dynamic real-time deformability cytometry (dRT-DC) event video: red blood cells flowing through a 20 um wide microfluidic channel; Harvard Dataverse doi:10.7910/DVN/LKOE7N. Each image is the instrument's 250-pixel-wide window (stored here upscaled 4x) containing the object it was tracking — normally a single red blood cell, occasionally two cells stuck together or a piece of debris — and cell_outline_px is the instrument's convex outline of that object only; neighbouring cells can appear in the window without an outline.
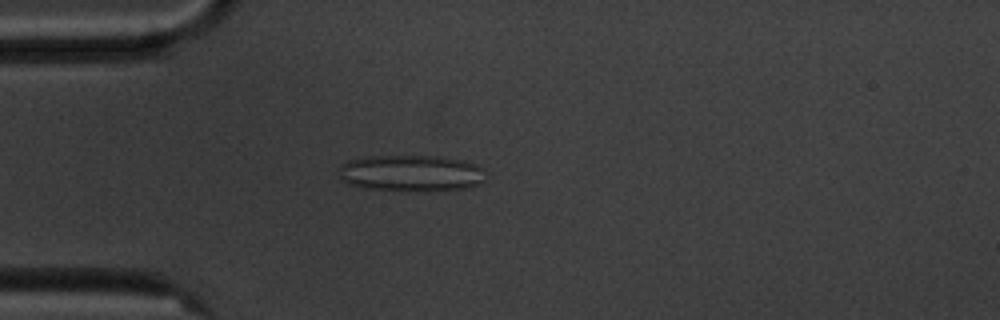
{"species": "common noctule bat (a hibernating species)", "species_latin": "Nyctalus noctula", "temperature_condition": "cold", "stored_images_in_passage": 49, "camera_frame_rate_fps": 3000, "um_per_image_px": 0.085, "animal": {"sex": "male", "body_mass_g": 20.1, "forearm_length_mm": 53.5}, "frame": {"image": 1, "passage_image": 8, "time_ms": 2.333, "image_size_px": [1000, 320], "cell_outline_px": [[484, 180], [476, 184], [464, 188], [424, 192], [408, 192], [368, 188], [348, 184], [340, 180], [340, 164], [348, 160], [368, 156], [444, 156], [464, 160], [476, 164], [484, 168]], "centroid_in_image_um": [34.94, 14.72], "position_along_channel_um": 50.1, "area_um2": 31.73}}
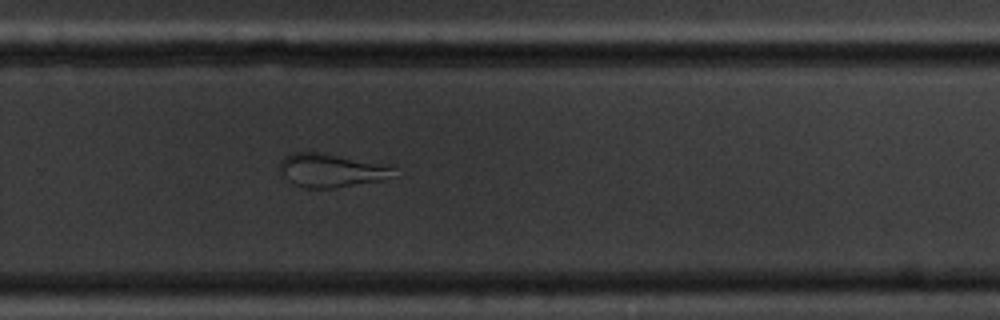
{"frame": {"image": 2, "passage_image": 30, "time_ms": 9.667, "image_size_px": [1000, 320], "cell_outline_px": [[396, 168], [380, 180], [336, 188], [304, 188], [292, 184], [280, 172], [280, 160], [284, 156], [292, 152], [320, 152], [396, 164]], "centroid_in_image_um": [28.14, 14.45], "position_along_channel_um": 301.7, "area_um2": 22.66}}
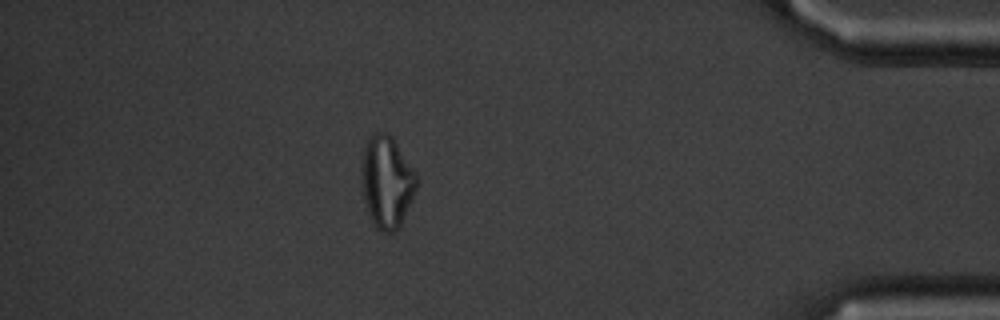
{"frame": {"image": 3, "passage_image": 42, "time_ms": 13.667, "image_size_px": [1000, 320], "cell_outline_px": [[420, 180], [412, 200], [400, 224], [392, 232], [384, 232], [376, 228], [372, 224], [364, 204], [360, 184], [360, 168], [364, 144], [368, 136], [372, 132], [384, 132], [392, 136], [416, 172]], "centroid_in_image_um": [32.84, 15.42], "position_along_channel_um": 402.4, "area_um2": 30.35}, "authors_computed_cell_mechanics": {"area_um2": 28.2642, "velocity_mm_per_s": 3.5722, "shape_relaxation_time_tau1_ms": null, "shape_relaxation_time_tau2_ms": 2.1014, "deformation_change_tau1": null, "deformation_change_tau2": 0.1134}}